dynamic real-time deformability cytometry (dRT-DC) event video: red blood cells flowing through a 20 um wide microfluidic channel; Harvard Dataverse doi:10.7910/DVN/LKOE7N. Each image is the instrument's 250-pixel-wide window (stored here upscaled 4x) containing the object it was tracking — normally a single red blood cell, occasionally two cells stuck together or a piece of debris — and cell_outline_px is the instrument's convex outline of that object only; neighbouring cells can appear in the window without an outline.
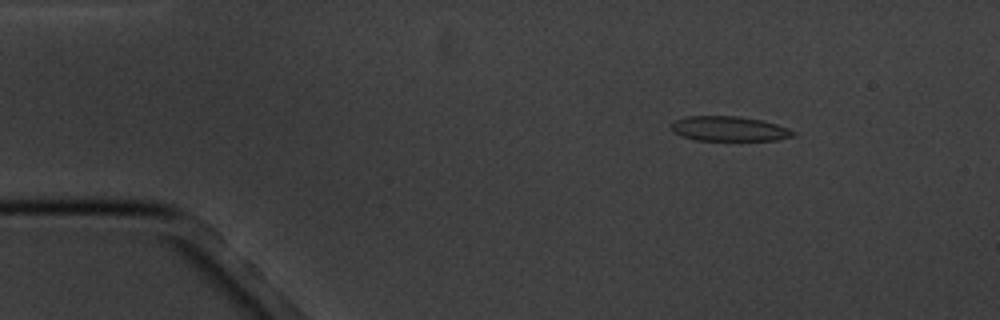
{"species": "common noctule bat (a hibernating species)", "species_latin": "Nyctalus noctula", "temperature_condition": "cold", "stored_images_in_passage": 9, "camera_frame_rate_fps": 3000, "um_per_image_px": 0.085, "animal": {"sex": "male", "body_mass_g": 20.1, "forearm_length_mm": 53.5}, "frame": {"image": 1, "passage_image": 2, "time_ms": 1.333, "image_size_px": [1000, 320], "cell_outline_px": [[796, 136], [776, 140], [696, 140], [680, 136], [668, 124], [672, 120], [688, 116], [736, 116], [760, 120], [776, 124], [788, 128], [796, 132]], "centroid_in_image_um": [61.95, 10.94], "position_along_channel_um": 23.0, "area_um2": 17.69}}
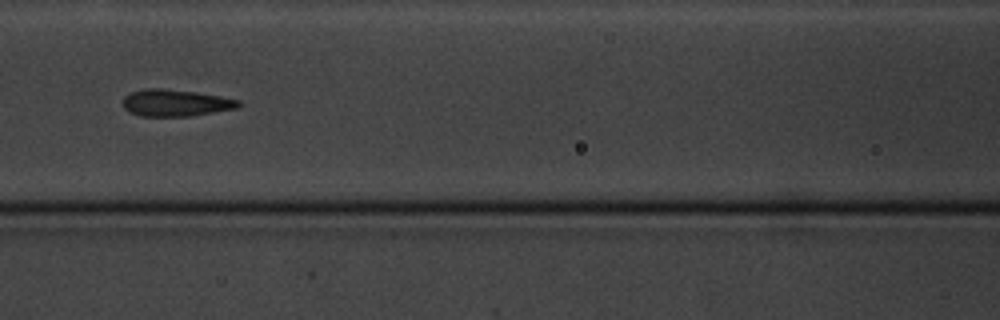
{"frame": {"image": 2, "passage_image": 7, "time_ms": 7.0, "image_size_px": [1000, 320], "cell_outline_px": [[240, 104], [236, 108], [188, 116], [140, 116], [128, 112], [124, 108], [120, 100], [128, 92], [144, 88], [160, 88], [196, 92], [220, 96], [240, 100]], "centroid_in_image_um": [14.82, 8.73], "position_along_channel_um": 151.8, "area_um2": 18.21}}
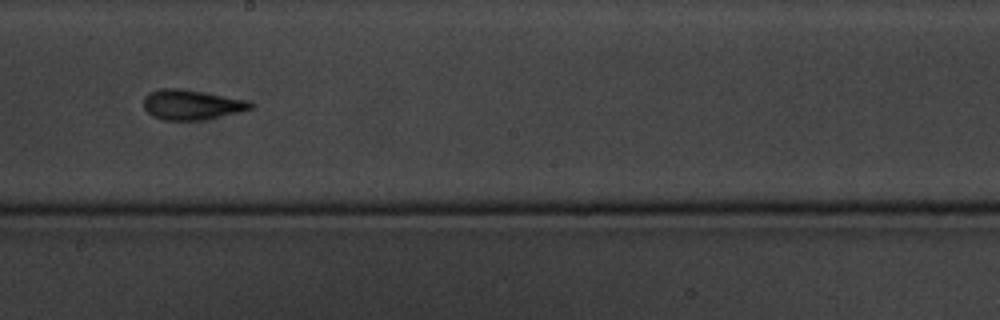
{"frame": {"image": 3, "passage_image": 9, "time_ms": 9.333, "image_size_px": [1000, 320], "cell_outline_px": [[252, 108], [240, 112], [200, 120], [164, 120], [152, 116], [144, 108], [144, 96], [148, 92], [160, 88], [180, 88], [248, 100], [252, 104]], "centroid_in_image_um": [16.24, 8.89], "position_along_channel_um": 232.0, "area_um2": 18.61}}